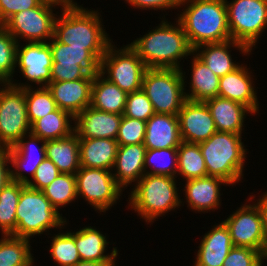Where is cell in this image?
<instances>
[{"instance_id": "43", "label": "cell", "mask_w": 267, "mask_h": 266, "mask_svg": "<svg viewBox=\"0 0 267 266\" xmlns=\"http://www.w3.org/2000/svg\"><path fill=\"white\" fill-rule=\"evenodd\" d=\"M263 263V255L259 251L249 247L233 246L223 266H262Z\"/></svg>"}, {"instance_id": "16", "label": "cell", "mask_w": 267, "mask_h": 266, "mask_svg": "<svg viewBox=\"0 0 267 266\" xmlns=\"http://www.w3.org/2000/svg\"><path fill=\"white\" fill-rule=\"evenodd\" d=\"M39 143H41L40 147L36 145ZM45 144L46 141L30 132L22 136L15 145L8 148L11 180L25 185L32 180L37 167L46 158ZM35 151L38 153L36 154ZM26 170L27 173H31V177H28L27 173H23Z\"/></svg>"}, {"instance_id": "49", "label": "cell", "mask_w": 267, "mask_h": 266, "mask_svg": "<svg viewBox=\"0 0 267 266\" xmlns=\"http://www.w3.org/2000/svg\"><path fill=\"white\" fill-rule=\"evenodd\" d=\"M41 4H45L51 7H59L63 10H69L78 6L74 0H39ZM62 6V7H61Z\"/></svg>"}, {"instance_id": "52", "label": "cell", "mask_w": 267, "mask_h": 266, "mask_svg": "<svg viewBox=\"0 0 267 266\" xmlns=\"http://www.w3.org/2000/svg\"><path fill=\"white\" fill-rule=\"evenodd\" d=\"M5 84H6V82L0 79V90L2 89L1 86H4Z\"/></svg>"}, {"instance_id": "28", "label": "cell", "mask_w": 267, "mask_h": 266, "mask_svg": "<svg viewBox=\"0 0 267 266\" xmlns=\"http://www.w3.org/2000/svg\"><path fill=\"white\" fill-rule=\"evenodd\" d=\"M94 227V228H93ZM107 235L104 236L95 226H85L75 232V244L79 257L83 261L115 262L118 256L117 247L111 253H106L108 243Z\"/></svg>"}, {"instance_id": "20", "label": "cell", "mask_w": 267, "mask_h": 266, "mask_svg": "<svg viewBox=\"0 0 267 266\" xmlns=\"http://www.w3.org/2000/svg\"><path fill=\"white\" fill-rule=\"evenodd\" d=\"M94 78L50 82L47 85L59 109L74 118L91 105V87Z\"/></svg>"}, {"instance_id": "5", "label": "cell", "mask_w": 267, "mask_h": 266, "mask_svg": "<svg viewBox=\"0 0 267 266\" xmlns=\"http://www.w3.org/2000/svg\"><path fill=\"white\" fill-rule=\"evenodd\" d=\"M207 176H215L235 185L244 176L247 149L242 135L216 131L208 140L198 143Z\"/></svg>"}, {"instance_id": "17", "label": "cell", "mask_w": 267, "mask_h": 266, "mask_svg": "<svg viewBox=\"0 0 267 266\" xmlns=\"http://www.w3.org/2000/svg\"><path fill=\"white\" fill-rule=\"evenodd\" d=\"M177 117L183 142L198 144L208 140L217 131L212 115L204 102L186 100Z\"/></svg>"}, {"instance_id": "33", "label": "cell", "mask_w": 267, "mask_h": 266, "mask_svg": "<svg viewBox=\"0 0 267 266\" xmlns=\"http://www.w3.org/2000/svg\"><path fill=\"white\" fill-rule=\"evenodd\" d=\"M30 239L3 235L0 239V266H33Z\"/></svg>"}, {"instance_id": "27", "label": "cell", "mask_w": 267, "mask_h": 266, "mask_svg": "<svg viewBox=\"0 0 267 266\" xmlns=\"http://www.w3.org/2000/svg\"><path fill=\"white\" fill-rule=\"evenodd\" d=\"M119 144L108 138H79L80 167L112 171Z\"/></svg>"}, {"instance_id": "12", "label": "cell", "mask_w": 267, "mask_h": 266, "mask_svg": "<svg viewBox=\"0 0 267 266\" xmlns=\"http://www.w3.org/2000/svg\"><path fill=\"white\" fill-rule=\"evenodd\" d=\"M30 126L24 89L6 83L0 90V146L12 147Z\"/></svg>"}, {"instance_id": "2", "label": "cell", "mask_w": 267, "mask_h": 266, "mask_svg": "<svg viewBox=\"0 0 267 266\" xmlns=\"http://www.w3.org/2000/svg\"><path fill=\"white\" fill-rule=\"evenodd\" d=\"M96 10L78 5L61 11L54 24V38L70 47H84L99 61L105 55L108 46L114 43L102 25V17Z\"/></svg>"}, {"instance_id": "14", "label": "cell", "mask_w": 267, "mask_h": 266, "mask_svg": "<svg viewBox=\"0 0 267 266\" xmlns=\"http://www.w3.org/2000/svg\"><path fill=\"white\" fill-rule=\"evenodd\" d=\"M52 52L50 45L46 42H26L24 45L18 43L16 67L20 70L23 78L28 83H17L14 79L10 84L14 87L25 89L33 87H47L51 82ZM14 82V83H13Z\"/></svg>"}, {"instance_id": "48", "label": "cell", "mask_w": 267, "mask_h": 266, "mask_svg": "<svg viewBox=\"0 0 267 266\" xmlns=\"http://www.w3.org/2000/svg\"><path fill=\"white\" fill-rule=\"evenodd\" d=\"M261 196H259L260 198L255 200L254 203L257 205V207L260 211V214L262 217L263 229H264L265 235L267 237V191L263 192V194Z\"/></svg>"}, {"instance_id": "21", "label": "cell", "mask_w": 267, "mask_h": 266, "mask_svg": "<svg viewBox=\"0 0 267 266\" xmlns=\"http://www.w3.org/2000/svg\"><path fill=\"white\" fill-rule=\"evenodd\" d=\"M122 116L89 106L75 117L74 132L79 138L116 140Z\"/></svg>"}, {"instance_id": "32", "label": "cell", "mask_w": 267, "mask_h": 266, "mask_svg": "<svg viewBox=\"0 0 267 266\" xmlns=\"http://www.w3.org/2000/svg\"><path fill=\"white\" fill-rule=\"evenodd\" d=\"M72 121L74 122L75 118L69 112L57 108L36 120L30 126V132L44 141L66 138L74 133Z\"/></svg>"}, {"instance_id": "9", "label": "cell", "mask_w": 267, "mask_h": 266, "mask_svg": "<svg viewBox=\"0 0 267 266\" xmlns=\"http://www.w3.org/2000/svg\"><path fill=\"white\" fill-rule=\"evenodd\" d=\"M146 69L142 59L129 44L119 49L111 43L100 61L99 73L128 94L142 89Z\"/></svg>"}, {"instance_id": "37", "label": "cell", "mask_w": 267, "mask_h": 266, "mask_svg": "<svg viewBox=\"0 0 267 266\" xmlns=\"http://www.w3.org/2000/svg\"><path fill=\"white\" fill-rule=\"evenodd\" d=\"M42 192L52 206L60 212L61 207L64 208L78 199L75 174L60 173Z\"/></svg>"}, {"instance_id": "34", "label": "cell", "mask_w": 267, "mask_h": 266, "mask_svg": "<svg viewBox=\"0 0 267 266\" xmlns=\"http://www.w3.org/2000/svg\"><path fill=\"white\" fill-rule=\"evenodd\" d=\"M23 183L10 180L0 192V230L2 235H12L17 226L16 208Z\"/></svg>"}, {"instance_id": "29", "label": "cell", "mask_w": 267, "mask_h": 266, "mask_svg": "<svg viewBox=\"0 0 267 266\" xmlns=\"http://www.w3.org/2000/svg\"><path fill=\"white\" fill-rule=\"evenodd\" d=\"M191 63L190 90L187 92L184 88L186 100L204 102L218 96L220 77L194 53Z\"/></svg>"}, {"instance_id": "11", "label": "cell", "mask_w": 267, "mask_h": 266, "mask_svg": "<svg viewBox=\"0 0 267 266\" xmlns=\"http://www.w3.org/2000/svg\"><path fill=\"white\" fill-rule=\"evenodd\" d=\"M112 171L80 167L76 172L77 196L87 201L95 211L106 213L120 199L122 189L115 181Z\"/></svg>"}, {"instance_id": "13", "label": "cell", "mask_w": 267, "mask_h": 266, "mask_svg": "<svg viewBox=\"0 0 267 266\" xmlns=\"http://www.w3.org/2000/svg\"><path fill=\"white\" fill-rule=\"evenodd\" d=\"M53 10L51 6L40 4L38 7L15 13L3 26L18 43L20 38L25 42L48 43L54 36V24L59 13L55 14Z\"/></svg>"}, {"instance_id": "30", "label": "cell", "mask_w": 267, "mask_h": 266, "mask_svg": "<svg viewBox=\"0 0 267 266\" xmlns=\"http://www.w3.org/2000/svg\"><path fill=\"white\" fill-rule=\"evenodd\" d=\"M45 149L46 158L61 173L76 174L80 169L79 137L75 132L66 138L46 141Z\"/></svg>"}, {"instance_id": "51", "label": "cell", "mask_w": 267, "mask_h": 266, "mask_svg": "<svg viewBox=\"0 0 267 266\" xmlns=\"http://www.w3.org/2000/svg\"><path fill=\"white\" fill-rule=\"evenodd\" d=\"M263 260H267V246H266L265 252L263 254Z\"/></svg>"}, {"instance_id": "46", "label": "cell", "mask_w": 267, "mask_h": 266, "mask_svg": "<svg viewBox=\"0 0 267 266\" xmlns=\"http://www.w3.org/2000/svg\"><path fill=\"white\" fill-rule=\"evenodd\" d=\"M126 3L131 5L134 9L140 8L141 10H169L178 9L181 0H125Z\"/></svg>"}, {"instance_id": "38", "label": "cell", "mask_w": 267, "mask_h": 266, "mask_svg": "<svg viewBox=\"0 0 267 266\" xmlns=\"http://www.w3.org/2000/svg\"><path fill=\"white\" fill-rule=\"evenodd\" d=\"M24 92L30 125L58 108L47 87H36V89L28 87L24 89Z\"/></svg>"}, {"instance_id": "7", "label": "cell", "mask_w": 267, "mask_h": 266, "mask_svg": "<svg viewBox=\"0 0 267 266\" xmlns=\"http://www.w3.org/2000/svg\"><path fill=\"white\" fill-rule=\"evenodd\" d=\"M186 72L181 69L147 68L142 90L152 103L155 113L177 115L186 101Z\"/></svg>"}, {"instance_id": "18", "label": "cell", "mask_w": 267, "mask_h": 266, "mask_svg": "<svg viewBox=\"0 0 267 266\" xmlns=\"http://www.w3.org/2000/svg\"><path fill=\"white\" fill-rule=\"evenodd\" d=\"M250 68L241 64L234 71L220 77L218 96L239 102L248 107L254 115L259 111L257 89Z\"/></svg>"}, {"instance_id": "15", "label": "cell", "mask_w": 267, "mask_h": 266, "mask_svg": "<svg viewBox=\"0 0 267 266\" xmlns=\"http://www.w3.org/2000/svg\"><path fill=\"white\" fill-rule=\"evenodd\" d=\"M222 222L228 228L234 246L249 247L264 254L267 237L260 211L254 202L241 205Z\"/></svg>"}, {"instance_id": "4", "label": "cell", "mask_w": 267, "mask_h": 266, "mask_svg": "<svg viewBox=\"0 0 267 266\" xmlns=\"http://www.w3.org/2000/svg\"><path fill=\"white\" fill-rule=\"evenodd\" d=\"M176 178L167 175L144 174L130 192L129 206L146 223L152 224L182 205ZM182 200V201H181Z\"/></svg>"}, {"instance_id": "24", "label": "cell", "mask_w": 267, "mask_h": 266, "mask_svg": "<svg viewBox=\"0 0 267 266\" xmlns=\"http://www.w3.org/2000/svg\"><path fill=\"white\" fill-rule=\"evenodd\" d=\"M146 147L143 143L119 145L112 173L116 183L123 189L132 182L137 183L145 174L144 158Z\"/></svg>"}, {"instance_id": "3", "label": "cell", "mask_w": 267, "mask_h": 266, "mask_svg": "<svg viewBox=\"0 0 267 266\" xmlns=\"http://www.w3.org/2000/svg\"><path fill=\"white\" fill-rule=\"evenodd\" d=\"M179 6L184 8L177 19L193 49L231 39L225 0H181Z\"/></svg>"}, {"instance_id": "40", "label": "cell", "mask_w": 267, "mask_h": 266, "mask_svg": "<svg viewBox=\"0 0 267 266\" xmlns=\"http://www.w3.org/2000/svg\"><path fill=\"white\" fill-rule=\"evenodd\" d=\"M17 47L18 42L3 25H0V79L6 83H10L17 72Z\"/></svg>"}, {"instance_id": "19", "label": "cell", "mask_w": 267, "mask_h": 266, "mask_svg": "<svg viewBox=\"0 0 267 266\" xmlns=\"http://www.w3.org/2000/svg\"><path fill=\"white\" fill-rule=\"evenodd\" d=\"M230 185L222 178L205 176L185 181L184 195L187 207L194 212H213L221 206V187Z\"/></svg>"}, {"instance_id": "39", "label": "cell", "mask_w": 267, "mask_h": 266, "mask_svg": "<svg viewBox=\"0 0 267 266\" xmlns=\"http://www.w3.org/2000/svg\"><path fill=\"white\" fill-rule=\"evenodd\" d=\"M48 251L57 266H74L81 259L75 244V231L54 234Z\"/></svg>"}, {"instance_id": "25", "label": "cell", "mask_w": 267, "mask_h": 266, "mask_svg": "<svg viewBox=\"0 0 267 266\" xmlns=\"http://www.w3.org/2000/svg\"><path fill=\"white\" fill-rule=\"evenodd\" d=\"M204 103L212 115L216 130L221 132L242 135L246 115L249 113L254 115L245 105L219 96L208 99Z\"/></svg>"}, {"instance_id": "42", "label": "cell", "mask_w": 267, "mask_h": 266, "mask_svg": "<svg viewBox=\"0 0 267 266\" xmlns=\"http://www.w3.org/2000/svg\"><path fill=\"white\" fill-rule=\"evenodd\" d=\"M154 114L152 103L142 89L127 94L124 116L147 121Z\"/></svg>"}, {"instance_id": "47", "label": "cell", "mask_w": 267, "mask_h": 266, "mask_svg": "<svg viewBox=\"0 0 267 266\" xmlns=\"http://www.w3.org/2000/svg\"><path fill=\"white\" fill-rule=\"evenodd\" d=\"M9 164L8 148L0 146V192L11 180Z\"/></svg>"}, {"instance_id": "1", "label": "cell", "mask_w": 267, "mask_h": 266, "mask_svg": "<svg viewBox=\"0 0 267 266\" xmlns=\"http://www.w3.org/2000/svg\"><path fill=\"white\" fill-rule=\"evenodd\" d=\"M159 26L129 45L137 52L147 68L181 69V60L188 59L194 49L190 46L182 24H171L163 17ZM176 25V26H175ZM180 60V61H179Z\"/></svg>"}, {"instance_id": "10", "label": "cell", "mask_w": 267, "mask_h": 266, "mask_svg": "<svg viewBox=\"0 0 267 266\" xmlns=\"http://www.w3.org/2000/svg\"><path fill=\"white\" fill-rule=\"evenodd\" d=\"M51 41V42H50ZM48 42L52 52L51 82L94 78L100 61L84 47H70L54 37Z\"/></svg>"}, {"instance_id": "22", "label": "cell", "mask_w": 267, "mask_h": 266, "mask_svg": "<svg viewBox=\"0 0 267 266\" xmlns=\"http://www.w3.org/2000/svg\"><path fill=\"white\" fill-rule=\"evenodd\" d=\"M231 47L239 50L240 54L243 53L242 56H247L252 53L247 46L232 39L220 43H206L199 45L194 49L193 53L202 60L215 75L222 77L234 71L241 65L239 62L232 59Z\"/></svg>"}, {"instance_id": "36", "label": "cell", "mask_w": 267, "mask_h": 266, "mask_svg": "<svg viewBox=\"0 0 267 266\" xmlns=\"http://www.w3.org/2000/svg\"><path fill=\"white\" fill-rule=\"evenodd\" d=\"M177 166V148L146 149L144 158L145 174L167 175L177 178Z\"/></svg>"}, {"instance_id": "45", "label": "cell", "mask_w": 267, "mask_h": 266, "mask_svg": "<svg viewBox=\"0 0 267 266\" xmlns=\"http://www.w3.org/2000/svg\"><path fill=\"white\" fill-rule=\"evenodd\" d=\"M39 0H0V25H3L15 13L38 7Z\"/></svg>"}, {"instance_id": "44", "label": "cell", "mask_w": 267, "mask_h": 266, "mask_svg": "<svg viewBox=\"0 0 267 266\" xmlns=\"http://www.w3.org/2000/svg\"><path fill=\"white\" fill-rule=\"evenodd\" d=\"M60 173L57 166L50 159L45 158L37 167L34 177L28 182L27 186L42 191Z\"/></svg>"}, {"instance_id": "8", "label": "cell", "mask_w": 267, "mask_h": 266, "mask_svg": "<svg viewBox=\"0 0 267 266\" xmlns=\"http://www.w3.org/2000/svg\"><path fill=\"white\" fill-rule=\"evenodd\" d=\"M225 3L231 39L253 51L267 28V0H225Z\"/></svg>"}, {"instance_id": "26", "label": "cell", "mask_w": 267, "mask_h": 266, "mask_svg": "<svg viewBox=\"0 0 267 266\" xmlns=\"http://www.w3.org/2000/svg\"><path fill=\"white\" fill-rule=\"evenodd\" d=\"M181 142L177 115L155 113L146 121V149L178 148Z\"/></svg>"}, {"instance_id": "6", "label": "cell", "mask_w": 267, "mask_h": 266, "mask_svg": "<svg viewBox=\"0 0 267 266\" xmlns=\"http://www.w3.org/2000/svg\"><path fill=\"white\" fill-rule=\"evenodd\" d=\"M17 226L12 236L30 239L50 229H63L68 225L41 190L25 185L16 208ZM64 226V227H63Z\"/></svg>"}, {"instance_id": "41", "label": "cell", "mask_w": 267, "mask_h": 266, "mask_svg": "<svg viewBox=\"0 0 267 266\" xmlns=\"http://www.w3.org/2000/svg\"><path fill=\"white\" fill-rule=\"evenodd\" d=\"M146 121L122 116L116 141L119 145L140 144L144 142Z\"/></svg>"}, {"instance_id": "23", "label": "cell", "mask_w": 267, "mask_h": 266, "mask_svg": "<svg viewBox=\"0 0 267 266\" xmlns=\"http://www.w3.org/2000/svg\"><path fill=\"white\" fill-rule=\"evenodd\" d=\"M233 246L229 230L221 221L201 239L193 266H223Z\"/></svg>"}, {"instance_id": "31", "label": "cell", "mask_w": 267, "mask_h": 266, "mask_svg": "<svg viewBox=\"0 0 267 266\" xmlns=\"http://www.w3.org/2000/svg\"><path fill=\"white\" fill-rule=\"evenodd\" d=\"M127 93L109 82L100 73L94 74L91 87V107L115 114H124Z\"/></svg>"}, {"instance_id": "50", "label": "cell", "mask_w": 267, "mask_h": 266, "mask_svg": "<svg viewBox=\"0 0 267 266\" xmlns=\"http://www.w3.org/2000/svg\"><path fill=\"white\" fill-rule=\"evenodd\" d=\"M115 262H97L80 260L74 266H115Z\"/></svg>"}, {"instance_id": "35", "label": "cell", "mask_w": 267, "mask_h": 266, "mask_svg": "<svg viewBox=\"0 0 267 266\" xmlns=\"http://www.w3.org/2000/svg\"><path fill=\"white\" fill-rule=\"evenodd\" d=\"M177 151L178 176L181 175L185 181L207 176V168L199 144L182 141Z\"/></svg>"}]
</instances>
